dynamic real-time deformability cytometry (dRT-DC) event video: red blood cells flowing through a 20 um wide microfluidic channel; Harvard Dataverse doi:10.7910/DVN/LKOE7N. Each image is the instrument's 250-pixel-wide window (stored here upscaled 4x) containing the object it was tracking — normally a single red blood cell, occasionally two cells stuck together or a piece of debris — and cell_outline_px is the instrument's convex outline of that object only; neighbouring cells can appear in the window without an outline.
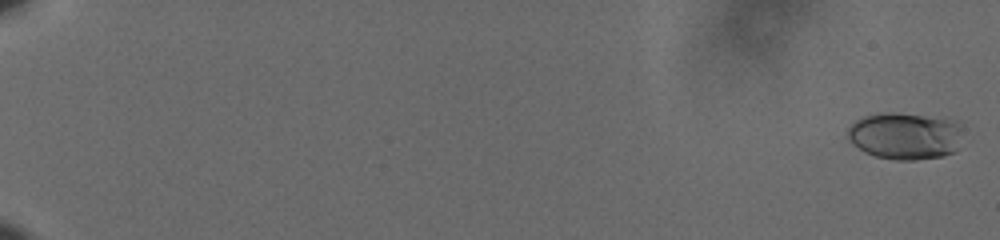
{"species": "human", "species_latin": "Homo sapiens", "temperature_condition": "cold", "stored_images_in_passage": 62, "camera_frame_rate_fps": 3000, "um_per_image_px": 0.085, "donor": {"sex": "male"}, "frame": {"image": 1, "passage_image": 2, "time_ms": 0.333, "image_size_px": [1000, 240], "cell_outline_px": [[956, 148], [952, 152], [940, 156], [916, 160], [896, 160], [876, 156], [864, 152], [852, 144], [848, 140], [848, 128], [856, 120], [864, 116], [880, 112], [892, 112], [956, 120]], "centroid_in_image_um": [76.79, 11.55], "position_along_channel_um": 8.2, "area_um2": 30.81}}
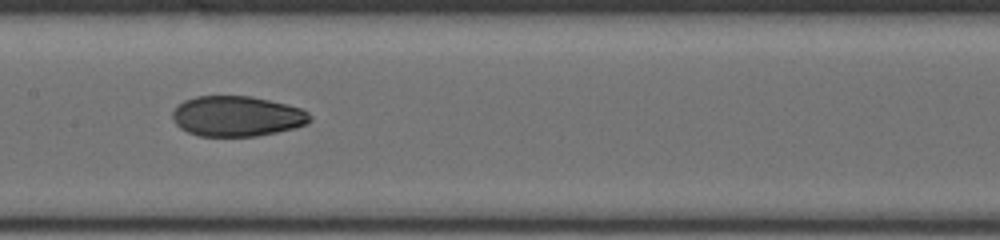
{"frame": {"image": 2, "passage_image": 36, "time_ms": 11.667, "image_size_px": [1000, 240], "cell_outline_px": [[312, 120], [308, 124], [276, 132], [256, 136], [200, 136], [188, 132], [180, 128], [176, 124], [172, 116], [172, 112], [184, 100], [196, 96], [252, 96], [288, 104], [300, 108], [308, 112], [312, 116]], "centroid_in_image_um": [20.16, 9.87], "position_along_channel_um": 187.2, "area_um2": 32.37}}
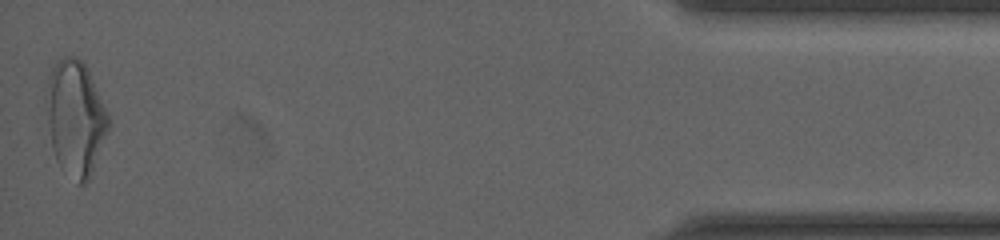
{"frame": {"image": 3, "passage_image": 62, "time_ms": 20.333, "image_size_px": [1000, 240], "cell_outline_px": [[112, 124], [88, 180], [84, 184], [76, 184], [60, 168], [56, 160], [52, 148], [44, 100], [44, 96], [48, 76], [56, 60], [64, 56], [76, 56], [88, 68]], "centroid_in_image_um": [6.39, 10.03], "position_along_channel_um": 428.8, "area_um2": 42.31}, "authors_computed_cell_mechanics": {"area_um2": 32.2813, "velocity_mm_per_s": 3.6093, "shape_relaxation_time_tau1_ms": 7.6182, "shape_relaxation_time_tau2_ms": 2.0932, "deformation_change_tau1": 0.1917, "deformation_change_tau2": 0.0672}}